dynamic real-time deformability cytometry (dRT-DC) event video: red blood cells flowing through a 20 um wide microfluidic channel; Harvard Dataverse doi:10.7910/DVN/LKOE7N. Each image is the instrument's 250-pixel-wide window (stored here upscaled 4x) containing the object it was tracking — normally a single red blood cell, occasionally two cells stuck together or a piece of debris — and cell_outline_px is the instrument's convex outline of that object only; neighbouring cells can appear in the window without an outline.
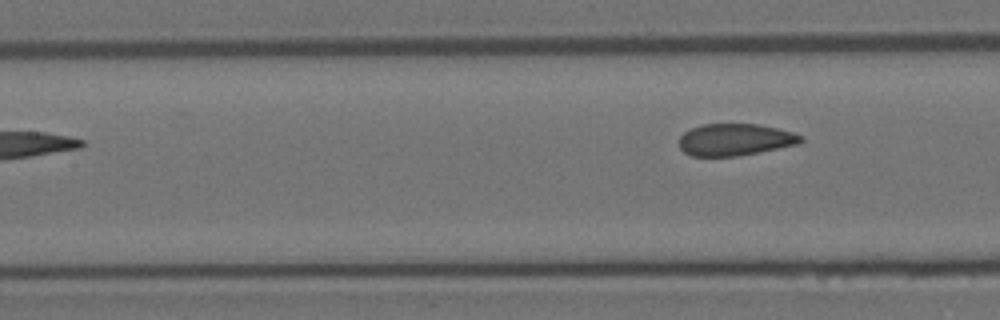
{"species": "Egyptian fruit bat (a non-hibernating species)", "species_latin": "Rousettus aegyptiacus", "temperature_condition": "room temperature", "stored_images_in_passage": 5, "camera_frame_rate_fps": 3000, "um_per_image_px": 0.085, "animal": {"sex": "female"}, "frame": {"image": 1, "passage_image": 5, "time_ms": 1.333, "image_size_px": [1000, 320], "cell_outline_px": [[804, 140], [796, 144], [736, 156], [692, 156], [684, 152], [680, 148], [680, 136], [684, 132], [692, 128], [704, 124], [756, 124], [776, 128], [792, 132], [804, 136]], "centroid_in_image_um": [62.46, 11.86], "position_along_channel_um": 144.9, "area_um2": 22.31}}